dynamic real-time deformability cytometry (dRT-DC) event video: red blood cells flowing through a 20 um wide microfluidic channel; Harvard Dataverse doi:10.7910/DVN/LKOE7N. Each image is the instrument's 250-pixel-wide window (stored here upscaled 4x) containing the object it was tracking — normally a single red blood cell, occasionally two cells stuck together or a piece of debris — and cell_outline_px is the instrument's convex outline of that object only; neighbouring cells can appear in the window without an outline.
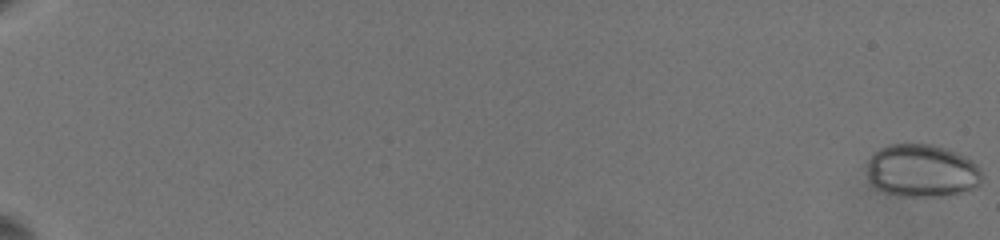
{"species": "common noctule bat (a hibernating species)", "species_latin": "Nyctalus noctula", "temperature_condition": "warm", "stored_images_in_passage": 42, "camera_frame_rate_fps": 3000, "um_per_image_px": 0.085, "animal": {"sex": "female", "body_mass_g": 19.5, "forearm_length_mm": 54.1}, "frame": {"image": 1, "passage_image": 1, "time_ms": 0.0, "image_size_px": [1000, 240], "cell_outline_px": [[984, 176], [980, 184], [976, 188], [944, 196], [904, 196], [884, 192], [876, 188], [868, 180], [868, 160], [880, 148], [888, 144], [932, 144], [956, 152], [964, 156], [976, 164], [980, 168]], "centroid_in_image_um": [78.38, 14.52], "position_along_channel_um": 6.6, "area_um2": 35.49}}
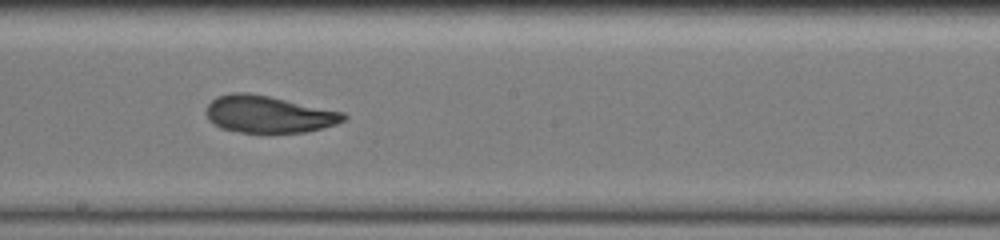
{"frame": {"image": 2, "passage_image": 27, "time_ms": 13.0, "image_size_px": [1000, 240], "cell_outline_px": [[348, 116], [344, 120], [336, 124], [304, 132], [240, 132], [220, 128], [212, 124], [208, 120], [208, 104], [212, 100], [220, 96], [232, 92], [244, 92], [268, 96], [344, 112]], "centroid_in_image_um": [22.82, 9.71], "position_along_channel_um": 225.4, "area_um2": 29.25}}
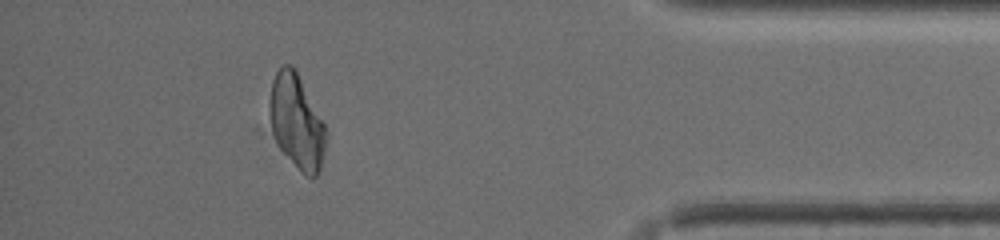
{"frame": {"image": 3, "passage_image": 39, "time_ms": 19.0, "image_size_px": [1000, 240], "cell_outline_px": [[328, 136], [320, 168], [316, 176], [308, 176], [280, 148], [272, 132], [268, 112], [268, 104], [272, 80], [276, 72], [284, 64], [288, 64], [296, 68], [328, 132]], "centroid_in_image_um": [25.21, 10.27], "position_along_channel_um": 410.0, "area_um2": 30.75}}